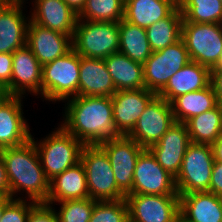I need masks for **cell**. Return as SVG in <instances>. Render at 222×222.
I'll use <instances>...</instances> for the list:
<instances>
[{"label": "cell", "mask_w": 222, "mask_h": 222, "mask_svg": "<svg viewBox=\"0 0 222 222\" xmlns=\"http://www.w3.org/2000/svg\"><path fill=\"white\" fill-rule=\"evenodd\" d=\"M65 101L64 123L60 125L84 145L121 136L115 128L111 97L75 96Z\"/></svg>", "instance_id": "6da1fadb"}, {"label": "cell", "mask_w": 222, "mask_h": 222, "mask_svg": "<svg viewBox=\"0 0 222 222\" xmlns=\"http://www.w3.org/2000/svg\"><path fill=\"white\" fill-rule=\"evenodd\" d=\"M0 154L10 184V197L15 199L22 190L28 194L26 200L46 203L50 180L41 166L34 141L29 139L22 145L0 149Z\"/></svg>", "instance_id": "7a4b0ae2"}, {"label": "cell", "mask_w": 222, "mask_h": 222, "mask_svg": "<svg viewBox=\"0 0 222 222\" xmlns=\"http://www.w3.org/2000/svg\"><path fill=\"white\" fill-rule=\"evenodd\" d=\"M40 142L34 141L41 166L49 180L80 162L84 144L61 125Z\"/></svg>", "instance_id": "3957f363"}, {"label": "cell", "mask_w": 222, "mask_h": 222, "mask_svg": "<svg viewBox=\"0 0 222 222\" xmlns=\"http://www.w3.org/2000/svg\"><path fill=\"white\" fill-rule=\"evenodd\" d=\"M80 56L72 48L65 55L42 65V97L64 101L79 96Z\"/></svg>", "instance_id": "277c9868"}, {"label": "cell", "mask_w": 222, "mask_h": 222, "mask_svg": "<svg viewBox=\"0 0 222 222\" xmlns=\"http://www.w3.org/2000/svg\"><path fill=\"white\" fill-rule=\"evenodd\" d=\"M87 179L89 197L96 201H117L126 194L117 186L106 152L97 145H84L81 159Z\"/></svg>", "instance_id": "5b68a950"}, {"label": "cell", "mask_w": 222, "mask_h": 222, "mask_svg": "<svg viewBox=\"0 0 222 222\" xmlns=\"http://www.w3.org/2000/svg\"><path fill=\"white\" fill-rule=\"evenodd\" d=\"M119 40L118 22L78 20L72 45L81 57L105 59L119 52Z\"/></svg>", "instance_id": "8992f818"}, {"label": "cell", "mask_w": 222, "mask_h": 222, "mask_svg": "<svg viewBox=\"0 0 222 222\" xmlns=\"http://www.w3.org/2000/svg\"><path fill=\"white\" fill-rule=\"evenodd\" d=\"M181 39L190 60L208 68L217 67L222 60V24L182 21Z\"/></svg>", "instance_id": "52a82bcc"}, {"label": "cell", "mask_w": 222, "mask_h": 222, "mask_svg": "<svg viewBox=\"0 0 222 222\" xmlns=\"http://www.w3.org/2000/svg\"><path fill=\"white\" fill-rule=\"evenodd\" d=\"M214 161L211 145L191 142L175 177L178 194L209 192Z\"/></svg>", "instance_id": "ba28073f"}, {"label": "cell", "mask_w": 222, "mask_h": 222, "mask_svg": "<svg viewBox=\"0 0 222 222\" xmlns=\"http://www.w3.org/2000/svg\"><path fill=\"white\" fill-rule=\"evenodd\" d=\"M190 61L189 53L182 39L160 51L152 52L143 64L145 88L158 95L174 73Z\"/></svg>", "instance_id": "9c48e42d"}, {"label": "cell", "mask_w": 222, "mask_h": 222, "mask_svg": "<svg viewBox=\"0 0 222 222\" xmlns=\"http://www.w3.org/2000/svg\"><path fill=\"white\" fill-rule=\"evenodd\" d=\"M129 194L179 195L175 177L159 165L148 148L140 153L136 161L132 191Z\"/></svg>", "instance_id": "30bf717a"}, {"label": "cell", "mask_w": 222, "mask_h": 222, "mask_svg": "<svg viewBox=\"0 0 222 222\" xmlns=\"http://www.w3.org/2000/svg\"><path fill=\"white\" fill-rule=\"evenodd\" d=\"M174 123L171 104L157 95L148 104L127 136L143 148H149L157 143Z\"/></svg>", "instance_id": "8fae6325"}, {"label": "cell", "mask_w": 222, "mask_h": 222, "mask_svg": "<svg viewBox=\"0 0 222 222\" xmlns=\"http://www.w3.org/2000/svg\"><path fill=\"white\" fill-rule=\"evenodd\" d=\"M107 154L117 186L127 195L132 191L136 161L145 149L128 136L98 144Z\"/></svg>", "instance_id": "7c38bea8"}, {"label": "cell", "mask_w": 222, "mask_h": 222, "mask_svg": "<svg viewBox=\"0 0 222 222\" xmlns=\"http://www.w3.org/2000/svg\"><path fill=\"white\" fill-rule=\"evenodd\" d=\"M129 222H175L179 195L127 194Z\"/></svg>", "instance_id": "4fadbf2b"}, {"label": "cell", "mask_w": 222, "mask_h": 222, "mask_svg": "<svg viewBox=\"0 0 222 222\" xmlns=\"http://www.w3.org/2000/svg\"><path fill=\"white\" fill-rule=\"evenodd\" d=\"M156 96V93L146 88L116 91L111 100L117 132L127 136L135 127L140 115Z\"/></svg>", "instance_id": "5bb4252c"}, {"label": "cell", "mask_w": 222, "mask_h": 222, "mask_svg": "<svg viewBox=\"0 0 222 222\" xmlns=\"http://www.w3.org/2000/svg\"><path fill=\"white\" fill-rule=\"evenodd\" d=\"M190 143L186 123L175 121L161 139L148 149L155 156L159 165L176 177Z\"/></svg>", "instance_id": "9a60e30c"}, {"label": "cell", "mask_w": 222, "mask_h": 222, "mask_svg": "<svg viewBox=\"0 0 222 222\" xmlns=\"http://www.w3.org/2000/svg\"><path fill=\"white\" fill-rule=\"evenodd\" d=\"M11 96L33 93L42 97V65L30 48L25 45L12 53Z\"/></svg>", "instance_id": "2e32d148"}, {"label": "cell", "mask_w": 222, "mask_h": 222, "mask_svg": "<svg viewBox=\"0 0 222 222\" xmlns=\"http://www.w3.org/2000/svg\"><path fill=\"white\" fill-rule=\"evenodd\" d=\"M24 2L8 0L0 8V53H13L27 44L30 17L23 13Z\"/></svg>", "instance_id": "e0dca14e"}, {"label": "cell", "mask_w": 222, "mask_h": 222, "mask_svg": "<svg viewBox=\"0 0 222 222\" xmlns=\"http://www.w3.org/2000/svg\"><path fill=\"white\" fill-rule=\"evenodd\" d=\"M73 35H66L29 21L27 46L41 65L65 55L72 48Z\"/></svg>", "instance_id": "ac0fdd59"}, {"label": "cell", "mask_w": 222, "mask_h": 222, "mask_svg": "<svg viewBox=\"0 0 222 222\" xmlns=\"http://www.w3.org/2000/svg\"><path fill=\"white\" fill-rule=\"evenodd\" d=\"M22 99V96H9L0 105V149L19 146L31 139Z\"/></svg>", "instance_id": "d6986e66"}, {"label": "cell", "mask_w": 222, "mask_h": 222, "mask_svg": "<svg viewBox=\"0 0 222 222\" xmlns=\"http://www.w3.org/2000/svg\"><path fill=\"white\" fill-rule=\"evenodd\" d=\"M33 5L31 21L66 35H74L78 14L63 0H35Z\"/></svg>", "instance_id": "ffe728a7"}, {"label": "cell", "mask_w": 222, "mask_h": 222, "mask_svg": "<svg viewBox=\"0 0 222 222\" xmlns=\"http://www.w3.org/2000/svg\"><path fill=\"white\" fill-rule=\"evenodd\" d=\"M179 214L188 222H222V197L208 191L179 194Z\"/></svg>", "instance_id": "44dd1931"}, {"label": "cell", "mask_w": 222, "mask_h": 222, "mask_svg": "<svg viewBox=\"0 0 222 222\" xmlns=\"http://www.w3.org/2000/svg\"><path fill=\"white\" fill-rule=\"evenodd\" d=\"M210 82L211 69L190 61L174 73L158 96L171 103L178 96L208 87Z\"/></svg>", "instance_id": "7402d4cb"}, {"label": "cell", "mask_w": 222, "mask_h": 222, "mask_svg": "<svg viewBox=\"0 0 222 222\" xmlns=\"http://www.w3.org/2000/svg\"><path fill=\"white\" fill-rule=\"evenodd\" d=\"M88 197L86 173L80 161L50 180L49 195L45 204L53 206L55 202L60 203Z\"/></svg>", "instance_id": "603a6c76"}, {"label": "cell", "mask_w": 222, "mask_h": 222, "mask_svg": "<svg viewBox=\"0 0 222 222\" xmlns=\"http://www.w3.org/2000/svg\"><path fill=\"white\" fill-rule=\"evenodd\" d=\"M115 92L104 59L80 56L79 96L112 97Z\"/></svg>", "instance_id": "cb8c5ba5"}, {"label": "cell", "mask_w": 222, "mask_h": 222, "mask_svg": "<svg viewBox=\"0 0 222 222\" xmlns=\"http://www.w3.org/2000/svg\"><path fill=\"white\" fill-rule=\"evenodd\" d=\"M177 7V0H124L123 19L146 29L168 17Z\"/></svg>", "instance_id": "d4e9b609"}, {"label": "cell", "mask_w": 222, "mask_h": 222, "mask_svg": "<svg viewBox=\"0 0 222 222\" xmlns=\"http://www.w3.org/2000/svg\"><path fill=\"white\" fill-rule=\"evenodd\" d=\"M104 62L116 91L145 88L143 64L132 61L121 52L111 54L104 59Z\"/></svg>", "instance_id": "484cf974"}, {"label": "cell", "mask_w": 222, "mask_h": 222, "mask_svg": "<svg viewBox=\"0 0 222 222\" xmlns=\"http://www.w3.org/2000/svg\"><path fill=\"white\" fill-rule=\"evenodd\" d=\"M170 104L175 121L186 123L192 117L214 108L217 102L210 84L204 89L178 96Z\"/></svg>", "instance_id": "4316f807"}, {"label": "cell", "mask_w": 222, "mask_h": 222, "mask_svg": "<svg viewBox=\"0 0 222 222\" xmlns=\"http://www.w3.org/2000/svg\"><path fill=\"white\" fill-rule=\"evenodd\" d=\"M119 24V52L125 54L132 61L144 64L152 50L147 39L146 29L133 25L122 19Z\"/></svg>", "instance_id": "83f0119b"}, {"label": "cell", "mask_w": 222, "mask_h": 222, "mask_svg": "<svg viewBox=\"0 0 222 222\" xmlns=\"http://www.w3.org/2000/svg\"><path fill=\"white\" fill-rule=\"evenodd\" d=\"M186 125L192 143L212 145L222 134V107L217 104L189 119Z\"/></svg>", "instance_id": "f1b7e54d"}, {"label": "cell", "mask_w": 222, "mask_h": 222, "mask_svg": "<svg viewBox=\"0 0 222 222\" xmlns=\"http://www.w3.org/2000/svg\"><path fill=\"white\" fill-rule=\"evenodd\" d=\"M183 15L179 6L166 18L146 28L152 52L160 51L181 39Z\"/></svg>", "instance_id": "f546056e"}, {"label": "cell", "mask_w": 222, "mask_h": 222, "mask_svg": "<svg viewBox=\"0 0 222 222\" xmlns=\"http://www.w3.org/2000/svg\"><path fill=\"white\" fill-rule=\"evenodd\" d=\"M178 6L186 22L222 24L221 0H181Z\"/></svg>", "instance_id": "4dcf8cb0"}, {"label": "cell", "mask_w": 222, "mask_h": 222, "mask_svg": "<svg viewBox=\"0 0 222 222\" xmlns=\"http://www.w3.org/2000/svg\"><path fill=\"white\" fill-rule=\"evenodd\" d=\"M124 18V0H86L78 20L119 22Z\"/></svg>", "instance_id": "1f68e13d"}, {"label": "cell", "mask_w": 222, "mask_h": 222, "mask_svg": "<svg viewBox=\"0 0 222 222\" xmlns=\"http://www.w3.org/2000/svg\"><path fill=\"white\" fill-rule=\"evenodd\" d=\"M89 222H129L126 199L96 201Z\"/></svg>", "instance_id": "d6a6232c"}, {"label": "cell", "mask_w": 222, "mask_h": 222, "mask_svg": "<svg viewBox=\"0 0 222 222\" xmlns=\"http://www.w3.org/2000/svg\"><path fill=\"white\" fill-rule=\"evenodd\" d=\"M96 200L90 197L60 202L56 214L59 222H89Z\"/></svg>", "instance_id": "836d02e7"}, {"label": "cell", "mask_w": 222, "mask_h": 222, "mask_svg": "<svg viewBox=\"0 0 222 222\" xmlns=\"http://www.w3.org/2000/svg\"><path fill=\"white\" fill-rule=\"evenodd\" d=\"M18 197L13 199L4 209L0 222H26L30 211L38 204Z\"/></svg>", "instance_id": "e575fe53"}, {"label": "cell", "mask_w": 222, "mask_h": 222, "mask_svg": "<svg viewBox=\"0 0 222 222\" xmlns=\"http://www.w3.org/2000/svg\"><path fill=\"white\" fill-rule=\"evenodd\" d=\"M26 222H59L56 210L45 203H38L29 213Z\"/></svg>", "instance_id": "d590c367"}, {"label": "cell", "mask_w": 222, "mask_h": 222, "mask_svg": "<svg viewBox=\"0 0 222 222\" xmlns=\"http://www.w3.org/2000/svg\"><path fill=\"white\" fill-rule=\"evenodd\" d=\"M13 69L12 53H0V84L11 96V75Z\"/></svg>", "instance_id": "8d00e7d4"}, {"label": "cell", "mask_w": 222, "mask_h": 222, "mask_svg": "<svg viewBox=\"0 0 222 222\" xmlns=\"http://www.w3.org/2000/svg\"><path fill=\"white\" fill-rule=\"evenodd\" d=\"M209 192L222 197V162L213 163Z\"/></svg>", "instance_id": "74e56055"}, {"label": "cell", "mask_w": 222, "mask_h": 222, "mask_svg": "<svg viewBox=\"0 0 222 222\" xmlns=\"http://www.w3.org/2000/svg\"><path fill=\"white\" fill-rule=\"evenodd\" d=\"M210 84L213 87L217 104L222 107V67L211 68Z\"/></svg>", "instance_id": "f35d334b"}, {"label": "cell", "mask_w": 222, "mask_h": 222, "mask_svg": "<svg viewBox=\"0 0 222 222\" xmlns=\"http://www.w3.org/2000/svg\"><path fill=\"white\" fill-rule=\"evenodd\" d=\"M0 192H2L5 196H10V184L8 181L6 168L1 154H0Z\"/></svg>", "instance_id": "ab89813d"}, {"label": "cell", "mask_w": 222, "mask_h": 222, "mask_svg": "<svg viewBox=\"0 0 222 222\" xmlns=\"http://www.w3.org/2000/svg\"><path fill=\"white\" fill-rule=\"evenodd\" d=\"M215 161L222 162V134L211 145Z\"/></svg>", "instance_id": "60d3db41"}, {"label": "cell", "mask_w": 222, "mask_h": 222, "mask_svg": "<svg viewBox=\"0 0 222 222\" xmlns=\"http://www.w3.org/2000/svg\"><path fill=\"white\" fill-rule=\"evenodd\" d=\"M77 14L82 10L86 0H63Z\"/></svg>", "instance_id": "b9f144b4"}, {"label": "cell", "mask_w": 222, "mask_h": 222, "mask_svg": "<svg viewBox=\"0 0 222 222\" xmlns=\"http://www.w3.org/2000/svg\"><path fill=\"white\" fill-rule=\"evenodd\" d=\"M13 199L10 196H6L1 202H0V220L3 214V211L5 207L12 201Z\"/></svg>", "instance_id": "7bdbcfd3"}, {"label": "cell", "mask_w": 222, "mask_h": 222, "mask_svg": "<svg viewBox=\"0 0 222 222\" xmlns=\"http://www.w3.org/2000/svg\"><path fill=\"white\" fill-rule=\"evenodd\" d=\"M10 95L7 93L6 88L0 84V98H8Z\"/></svg>", "instance_id": "ee69618b"}, {"label": "cell", "mask_w": 222, "mask_h": 222, "mask_svg": "<svg viewBox=\"0 0 222 222\" xmlns=\"http://www.w3.org/2000/svg\"><path fill=\"white\" fill-rule=\"evenodd\" d=\"M175 222H188L184 218H182L180 215L176 218Z\"/></svg>", "instance_id": "f6af8a7d"}, {"label": "cell", "mask_w": 222, "mask_h": 222, "mask_svg": "<svg viewBox=\"0 0 222 222\" xmlns=\"http://www.w3.org/2000/svg\"><path fill=\"white\" fill-rule=\"evenodd\" d=\"M8 0H0V8L7 2Z\"/></svg>", "instance_id": "bcb514c9"}, {"label": "cell", "mask_w": 222, "mask_h": 222, "mask_svg": "<svg viewBox=\"0 0 222 222\" xmlns=\"http://www.w3.org/2000/svg\"><path fill=\"white\" fill-rule=\"evenodd\" d=\"M6 196L2 193V192H0V202L5 198Z\"/></svg>", "instance_id": "7dc6e473"}, {"label": "cell", "mask_w": 222, "mask_h": 222, "mask_svg": "<svg viewBox=\"0 0 222 222\" xmlns=\"http://www.w3.org/2000/svg\"><path fill=\"white\" fill-rule=\"evenodd\" d=\"M7 98H0V105L6 100Z\"/></svg>", "instance_id": "c3c4849f"}]
</instances>
